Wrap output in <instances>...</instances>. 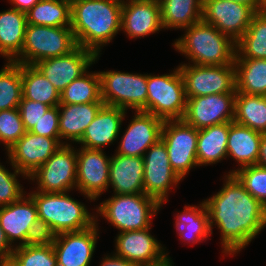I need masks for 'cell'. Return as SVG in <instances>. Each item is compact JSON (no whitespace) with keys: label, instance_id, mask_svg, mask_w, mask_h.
I'll return each instance as SVG.
<instances>
[{"label":"cell","instance_id":"25","mask_svg":"<svg viewBox=\"0 0 266 266\" xmlns=\"http://www.w3.org/2000/svg\"><path fill=\"white\" fill-rule=\"evenodd\" d=\"M104 102L59 104V133L62 144L78 143ZM63 140H66L63 142Z\"/></svg>","mask_w":266,"mask_h":266},{"label":"cell","instance_id":"38","mask_svg":"<svg viewBox=\"0 0 266 266\" xmlns=\"http://www.w3.org/2000/svg\"><path fill=\"white\" fill-rule=\"evenodd\" d=\"M244 188L266 207V168L252 165L230 170Z\"/></svg>","mask_w":266,"mask_h":266},{"label":"cell","instance_id":"40","mask_svg":"<svg viewBox=\"0 0 266 266\" xmlns=\"http://www.w3.org/2000/svg\"><path fill=\"white\" fill-rule=\"evenodd\" d=\"M25 133L26 130L18 108L0 111V142L7 151Z\"/></svg>","mask_w":266,"mask_h":266},{"label":"cell","instance_id":"43","mask_svg":"<svg viewBox=\"0 0 266 266\" xmlns=\"http://www.w3.org/2000/svg\"><path fill=\"white\" fill-rule=\"evenodd\" d=\"M56 236L52 227L38 217L28 230L26 245H50L54 243Z\"/></svg>","mask_w":266,"mask_h":266},{"label":"cell","instance_id":"10","mask_svg":"<svg viewBox=\"0 0 266 266\" xmlns=\"http://www.w3.org/2000/svg\"><path fill=\"white\" fill-rule=\"evenodd\" d=\"M77 154L71 144H63L28 180L36 181L43 193L70 192L76 189Z\"/></svg>","mask_w":266,"mask_h":266},{"label":"cell","instance_id":"13","mask_svg":"<svg viewBox=\"0 0 266 266\" xmlns=\"http://www.w3.org/2000/svg\"><path fill=\"white\" fill-rule=\"evenodd\" d=\"M257 12L246 4L228 0H203L202 20L237 42Z\"/></svg>","mask_w":266,"mask_h":266},{"label":"cell","instance_id":"8","mask_svg":"<svg viewBox=\"0 0 266 266\" xmlns=\"http://www.w3.org/2000/svg\"><path fill=\"white\" fill-rule=\"evenodd\" d=\"M101 100L106 106L146 112L147 74L99 71Z\"/></svg>","mask_w":266,"mask_h":266},{"label":"cell","instance_id":"52","mask_svg":"<svg viewBox=\"0 0 266 266\" xmlns=\"http://www.w3.org/2000/svg\"><path fill=\"white\" fill-rule=\"evenodd\" d=\"M156 2H158L159 4H161L162 2L166 1V0H155Z\"/></svg>","mask_w":266,"mask_h":266},{"label":"cell","instance_id":"26","mask_svg":"<svg viewBox=\"0 0 266 266\" xmlns=\"http://www.w3.org/2000/svg\"><path fill=\"white\" fill-rule=\"evenodd\" d=\"M262 135L232 121L229 126L227 157L236 160L239 168L257 165Z\"/></svg>","mask_w":266,"mask_h":266},{"label":"cell","instance_id":"27","mask_svg":"<svg viewBox=\"0 0 266 266\" xmlns=\"http://www.w3.org/2000/svg\"><path fill=\"white\" fill-rule=\"evenodd\" d=\"M26 13L14 8L0 12V55L13 61L24 45L27 27Z\"/></svg>","mask_w":266,"mask_h":266},{"label":"cell","instance_id":"14","mask_svg":"<svg viewBox=\"0 0 266 266\" xmlns=\"http://www.w3.org/2000/svg\"><path fill=\"white\" fill-rule=\"evenodd\" d=\"M99 149L80 147L77 154L76 190L90 202L98 200L109 187L111 157Z\"/></svg>","mask_w":266,"mask_h":266},{"label":"cell","instance_id":"16","mask_svg":"<svg viewBox=\"0 0 266 266\" xmlns=\"http://www.w3.org/2000/svg\"><path fill=\"white\" fill-rule=\"evenodd\" d=\"M236 93L211 94L187 99L183 120L203 129L234 120Z\"/></svg>","mask_w":266,"mask_h":266},{"label":"cell","instance_id":"47","mask_svg":"<svg viewBox=\"0 0 266 266\" xmlns=\"http://www.w3.org/2000/svg\"><path fill=\"white\" fill-rule=\"evenodd\" d=\"M14 249L15 247L9 243L6 234L4 233L3 229L0 227V256L10 255L12 254Z\"/></svg>","mask_w":266,"mask_h":266},{"label":"cell","instance_id":"19","mask_svg":"<svg viewBox=\"0 0 266 266\" xmlns=\"http://www.w3.org/2000/svg\"><path fill=\"white\" fill-rule=\"evenodd\" d=\"M163 123L164 120L151 113L135 111L115 154L143 157L145 152L161 139Z\"/></svg>","mask_w":266,"mask_h":266},{"label":"cell","instance_id":"11","mask_svg":"<svg viewBox=\"0 0 266 266\" xmlns=\"http://www.w3.org/2000/svg\"><path fill=\"white\" fill-rule=\"evenodd\" d=\"M198 129L183 119L165 120L161 132L171 168L181 180L197 163Z\"/></svg>","mask_w":266,"mask_h":266},{"label":"cell","instance_id":"42","mask_svg":"<svg viewBox=\"0 0 266 266\" xmlns=\"http://www.w3.org/2000/svg\"><path fill=\"white\" fill-rule=\"evenodd\" d=\"M49 108L50 106L44 103L24 99L22 97L18 110L25 130L30 131Z\"/></svg>","mask_w":266,"mask_h":266},{"label":"cell","instance_id":"21","mask_svg":"<svg viewBox=\"0 0 266 266\" xmlns=\"http://www.w3.org/2000/svg\"><path fill=\"white\" fill-rule=\"evenodd\" d=\"M161 8L155 0H123L121 30L140 38L162 30Z\"/></svg>","mask_w":266,"mask_h":266},{"label":"cell","instance_id":"5","mask_svg":"<svg viewBox=\"0 0 266 266\" xmlns=\"http://www.w3.org/2000/svg\"><path fill=\"white\" fill-rule=\"evenodd\" d=\"M161 206L156 199L144 193L114 194L97 206L96 213L120 230L119 232H125L151 227V219Z\"/></svg>","mask_w":266,"mask_h":266},{"label":"cell","instance_id":"34","mask_svg":"<svg viewBox=\"0 0 266 266\" xmlns=\"http://www.w3.org/2000/svg\"><path fill=\"white\" fill-rule=\"evenodd\" d=\"M26 18L32 25L71 26V0H40L26 12Z\"/></svg>","mask_w":266,"mask_h":266},{"label":"cell","instance_id":"20","mask_svg":"<svg viewBox=\"0 0 266 266\" xmlns=\"http://www.w3.org/2000/svg\"><path fill=\"white\" fill-rule=\"evenodd\" d=\"M98 215L96 223L88 229L60 233L56 236L53 249L58 266H90L99 238Z\"/></svg>","mask_w":266,"mask_h":266},{"label":"cell","instance_id":"24","mask_svg":"<svg viewBox=\"0 0 266 266\" xmlns=\"http://www.w3.org/2000/svg\"><path fill=\"white\" fill-rule=\"evenodd\" d=\"M144 159L114 154L110 159L109 186L114 194L144 193Z\"/></svg>","mask_w":266,"mask_h":266},{"label":"cell","instance_id":"50","mask_svg":"<svg viewBox=\"0 0 266 266\" xmlns=\"http://www.w3.org/2000/svg\"><path fill=\"white\" fill-rule=\"evenodd\" d=\"M0 266H20V263L13 254L2 255L0 256Z\"/></svg>","mask_w":266,"mask_h":266},{"label":"cell","instance_id":"35","mask_svg":"<svg viewBox=\"0 0 266 266\" xmlns=\"http://www.w3.org/2000/svg\"><path fill=\"white\" fill-rule=\"evenodd\" d=\"M235 58L266 59V9L253 16L248 30L236 42Z\"/></svg>","mask_w":266,"mask_h":266},{"label":"cell","instance_id":"44","mask_svg":"<svg viewBox=\"0 0 266 266\" xmlns=\"http://www.w3.org/2000/svg\"><path fill=\"white\" fill-rule=\"evenodd\" d=\"M30 132L49 138H60L59 107H50Z\"/></svg>","mask_w":266,"mask_h":266},{"label":"cell","instance_id":"9","mask_svg":"<svg viewBox=\"0 0 266 266\" xmlns=\"http://www.w3.org/2000/svg\"><path fill=\"white\" fill-rule=\"evenodd\" d=\"M183 77L186 98L221 93H236L235 65L178 66Z\"/></svg>","mask_w":266,"mask_h":266},{"label":"cell","instance_id":"17","mask_svg":"<svg viewBox=\"0 0 266 266\" xmlns=\"http://www.w3.org/2000/svg\"><path fill=\"white\" fill-rule=\"evenodd\" d=\"M150 230L151 227L118 232L114 253L137 266H150L163 262L169 258V253L166 252V247L151 235Z\"/></svg>","mask_w":266,"mask_h":266},{"label":"cell","instance_id":"29","mask_svg":"<svg viewBox=\"0 0 266 266\" xmlns=\"http://www.w3.org/2000/svg\"><path fill=\"white\" fill-rule=\"evenodd\" d=\"M175 216L176 231L179 238L187 244L202 242L211 235L209 213L204 201L199 206L185 205L184 210Z\"/></svg>","mask_w":266,"mask_h":266},{"label":"cell","instance_id":"31","mask_svg":"<svg viewBox=\"0 0 266 266\" xmlns=\"http://www.w3.org/2000/svg\"><path fill=\"white\" fill-rule=\"evenodd\" d=\"M236 92L266 96V59L235 58Z\"/></svg>","mask_w":266,"mask_h":266},{"label":"cell","instance_id":"37","mask_svg":"<svg viewBox=\"0 0 266 266\" xmlns=\"http://www.w3.org/2000/svg\"><path fill=\"white\" fill-rule=\"evenodd\" d=\"M22 97L21 64L7 61L0 70V111L18 108Z\"/></svg>","mask_w":266,"mask_h":266},{"label":"cell","instance_id":"28","mask_svg":"<svg viewBox=\"0 0 266 266\" xmlns=\"http://www.w3.org/2000/svg\"><path fill=\"white\" fill-rule=\"evenodd\" d=\"M231 122H225L198 130V166L211 165L227 158V141Z\"/></svg>","mask_w":266,"mask_h":266},{"label":"cell","instance_id":"6","mask_svg":"<svg viewBox=\"0 0 266 266\" xmlns=\"http://www.w3.org/2000/svg\"><path fill=\"white\" fill-rule=\"evenodd\" d=\"M77 46L71 26L50 27L27 24L23 48L13 61L34 65L44 59L68 54Z\"/></svg>","mask_w":266,"mask_h":266},{"label":"cell","instance_id":"36","mask_svg":"<svg viewBox=\"0 0 266 266\" xmlns=\"http://www.w3.org/2000/svg\"><path fill=\"white\" fill-rule=\"evenodd\" d=\"M103 102L99 72L88 70L72 81L61 93L60 104H85Z\"/></svg>","mask_w":266,"mask_h":266},{"label":"cell","instance_id":"22","mask_svg":"<svg viewBox=\"0 0 266 266\" xmlns=\"http://www.w3.org/2000/svg\"><path fill=\"white\" fill-rule=\"evenodd\" d=\"M126 114L127 111L122 108L104 105L85 129L78 144H81V147L99 150L113 144L116 139H119Z\"/></svg>","mask_w":266,"mask_h":266},{"label":"cell","instance_id":"46","mask_svg":"<svg viewBox=\"0 0 266 266\" xmlns=\"http://www.w3.org/2000/svg\"><path fill=\"white\" fill-rule=\"evenodd\" d=\"M14 9H17L22 12H28L37 2L40 0H8Z\"/></svg>","mask_w":266,"mask_h":266},{"label":"cell","instance_id":"48","mask_svg":"<svg viewBox=\"0 0 266 266\" xmlns=\"http://www.w3.org/2000/svg\"><path fill=\"white\" fill-rule=\"evenodd\" d=\"M234 1L240 4H246L252 7L256 12H260L266 9V1L265 0H228Z\"/></svg>","mask_w":266,"mask_h":266},{"label":"cell","instance_id":"32","mask_svg":"<svg viewBox=\"0 0 266 266\" xmlns=\"http://www.w3.org/2000/svg\"><path fill=\"white\" fill-rule=\"evenodd\" d=\"M22 94L24 99L44 103L50 107L60 104V93L34 66L21 64Z\"/></svg>","mask_w":266,"mask_h":266},{"label":"cell","instance_id":"49","mask_svg":"<svg viewBox=\"0 0 266 266\" xmlns=\"http://www.w3.org/2000/svg\"><path fill=\"white\" fill-rule=\"evenodd\" d=\"M258 166L266 168V134L262 135L258 157Z\"/></svg>","mask_w":266,"mask_h":266},{"label":"cell","instance_id":"45","mask_svg":"<svg viewBox=\"0 0 266 266\" xmlns=\"http://www.w3.org/2000/svg\"><path fill=\"white\" fill-rule=\"evenodd\" d=\"M99 266H137V265L113 253L112 255L108 254L107 256L105 255L104 258H102L101 265Z\"/></svg>","mask_w":266,"mask_h":266},{"label":"cell","instance_id":"15","mask_svg":"<svg viewBox=\"0 0 266 266\" xmlns=\"http://www.w3.org/2000/svg\"><path fill=\"white\" fill-rule=\"evenodd\" d=\"M99 57L93 51L77 46L68 54L41 60L34 66L61 93L72 81L84 74Z\"/></svg>","mask_w":266,"mask_h":266},{"label":"cell","instance_id":"7","mask_svg":"<svg viewBox=\"0 0 266 266\" xmlns=\"http://www.w3.org/2000/svg\"><path fill=\"white\" fill-rule=\"evenodd\" d=\"M187 98L179 68L163 75L147 74L146 112L162 120L183 119Z\"/></svg>","mask_w":266,"mask_h":266},{"label":"cell","instance_id":"51","mask_svg":"<svg viewBox=\"0 0 266 266\" xmlns=\"http://www.w3.org/2000/svg\"><path fill=\"white\" fill-rule=\"evenodd\" d=\"M174 264L171 258H166L163 262L155 264V265H150V266H174Z\"/></svg>","mask_w":266,"mask_h":266},{"label":"cell","instance_id":"39","mask_svg":"<svg viewBox=\"0 0 266 266\" xmlns=\"http://www.w3.org/2000/svg\"><path fill=\"white\" fill-rule=\"evenodd\" d=\"M12 254L20 266H58L52 244L17 246Z\"/></svg>","mask_w":266,"mask_h":266},{"label":"cell","instance_id":"18","mask_svg":"<svg viewBox=\"0 0 266 266\" xmlns=\"http://www.w3.org/2000/svg\"><path fill=\"white\" fill-rule=\"evenodd\" d=\"M62 145L60 138H49L26 131V133L8 149L7 155L11 165L29 177Z\"/></svg>","mask_w":266,"mask_h":266},{"label":"cell","instance_id":"2","mask_svg":"<svg viewBox=\"0 0 266 266\" xmlns=\"http://www.w3.org/2000/svg\"><path fill=\"white\" fill-rule=\"evenodd\" d=\"M123 0H71V29L77 45L100 55L121 31Z\"/></svg>","mask_w":266,"mask_h":266},{"label":"cell","instance_id":"23","mask_svg":"<svg viewBox=\"0 0 266 266\" xmlns=\"http://www.w3.org/2000/svg\"><path fill=\"white\" fill-rule=\"evenodd\" d=\"M38 218L33 199L27 195L9 205L0 206V227L14 246L26 245V235L32 223ZM19 241V245L15 243ZM14 243V244H13Z\"/></svg>","mask_w":266,"mask_h":266},{"label":"cell","instance_id":"30","mask_svg":"<svg viewBox=\"0 0 266 266\" xmlns=\"http://www.w3.org/2000/svg\"><path fill=\"white\" fill-rule=\"evenodd\" d=\"M203 0H166L160 4L163 29H185L202 20Z\"/></svg>","mask_w":266,"mask_h":266},{"label":"cell","instance_id":"4","mask_svg":"<svg viewBox=\"0 0 266 266\" xmlns=\"http://www.w3.org/2000/svg\"><path fill=\"white\" fill-rule=\"evenodd\" d=\"M28 195L36 205L38 217L47 222L57 235L85 230L96 223V216L68 192L33 191Z\"/></svg>","mask_w":266,"mask_h":266},{"label":"cell","instance_id":"1","mask_svg":"<svg viewBox=\"0 0 266 266\" xmlns=\"http://www.w3.org/2000/svg\"><path fill=\"white\" fill-rule=\"evenodd\" d=\"M223 187L204 200L209 227L217 225L224 255L234 256L266 227V207L233 174L224 175Z\"/></svg>","mask_w":266,"mask_h":266},{"label":"cell","instance_id":"3","mask_svg":"<svg viewBox=\"0 0 266 266\" xmlns=\"http://www.w3.org/2000/svg\"><path fill=\"white\" fill-rule=\"evenodd\" d=\"M185 33L173 43L176 51L188 58L189 64L229 65L234 63L236 42L213 25L200 20L185 28Z\"/></svg>","mask_w":266,"mask_h":266},{"label":"cell","instance_id":"33","mask_svg":"<svg viewBox=\"0 0 266 266\" xmlns=\"http://www.w3.org/2000/svg\"><path fill=\"white\" fill-rule=\"evenodd\" d=\"M233 121L266 134V96L236 92Z\"/></svg>","mask_w":266,"mask_h":266},{"label":"cell","instance_id":"12","mask_svg":"<svg viewBox=\"0 0 266 266\" xmlns=\"http://www.w3.org/2000/svg\"><path fill=\"white\" fill-rule=\"evenodd\" d=\"M144 159V194L156 199L161 205L168 202L171 187H177L181 181L171 168L167 148L160 139L143 155Z\"/></svg>","mask_w":266,"mask_h":266},{"label":"cell","instance_id":"41","mask_svg":"<svg viewBox=\"0 0 266 266\" xmlns=\"http://www.w3.org/2000/svg\"><path fill=\"white\" fill-rule=\"evenodd\" d=\"M12 169L14 172H10L0 163V206L9 205L26 195L17 177L20 175L25 179L28 177L23 172L18 171L13 165Z\"/></svg>","mask_w":266,"mask_h":266}]
</instances>
